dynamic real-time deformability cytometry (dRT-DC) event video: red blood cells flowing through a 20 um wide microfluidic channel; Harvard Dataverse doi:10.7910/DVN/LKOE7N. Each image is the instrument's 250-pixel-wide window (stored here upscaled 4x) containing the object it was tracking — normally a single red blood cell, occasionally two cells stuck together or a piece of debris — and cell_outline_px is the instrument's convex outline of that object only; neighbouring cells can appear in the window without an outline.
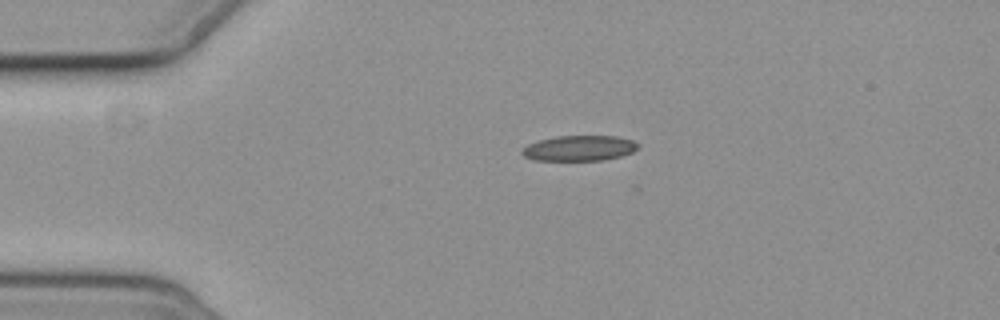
{"species": "common noctule bat (a hibernating species)", "species_latin": "Nyctalus noctula", "temperature_condition": "cold", "stored_images_in_passage": 2, "camera_frame_rate_fps": 3000, "um_per_image_px": 0.085, "animal": {"sex": "female", "body_mass_g": 19.3, "forearm_length_mm": 54.1}, "frame": {"image": 1, "passage_image": 1, "time_ms": 0.0, "image_size_px": [1000, 320], "cell_outline_px": [[640, 144], [632, 152], [620, 156], [604, 160], [536, 160], [524, 156], [520, 152], [528, 144], [540, 140], [556, 136], [616, 136], [632, 140]], "centroid_in_image_um": [49.24, 12.59], "position_along_channel_um": 35.8, "area_um2": 16.99}}